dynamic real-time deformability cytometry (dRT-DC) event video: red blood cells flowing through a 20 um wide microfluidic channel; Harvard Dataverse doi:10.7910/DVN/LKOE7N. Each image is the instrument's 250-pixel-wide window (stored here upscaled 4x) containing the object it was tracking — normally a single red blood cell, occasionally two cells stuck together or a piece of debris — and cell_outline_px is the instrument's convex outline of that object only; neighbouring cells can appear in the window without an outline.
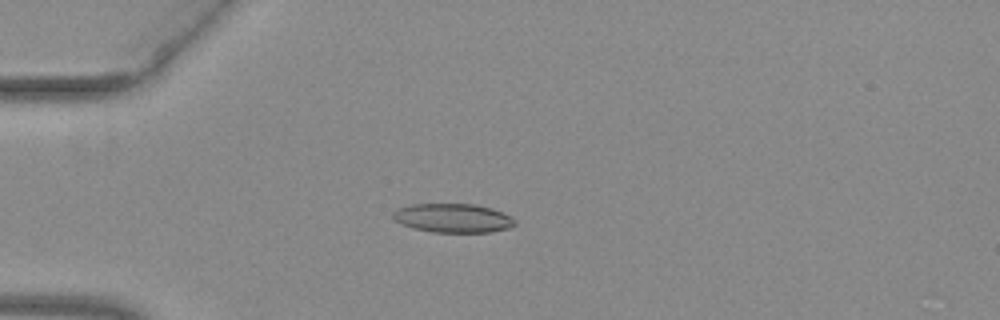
{"species": "common noctule bat (a hibernating species)", "species_latin": "Nyctalus noctula", "temperature_condition": "warm", "stored_images_in_passage": 53, "camera_frame_rate_fps": 3000, "um_per_image_px": 0.085, "animal": {"sex": "female", "body_mass_g": 29.2, "forearm_length_mm": 56.3}, "frame": {"image": 1, "passage_image": 15, "time_ms": 4.667, "image_size_px": [1000, 320], "cell_outline_px": [[516, 224], [508, 228], [488, 232], [432, 232], [412, 228], [396, 220], [392, 216], [392, 212], [396, 208], [412, 204], [476, 204], [492, 208], [516, 220]], "centroid_in_image_um": [38.47, 18.53], "position_along_channel_um": 46.5, "area_um2": 20.46}}
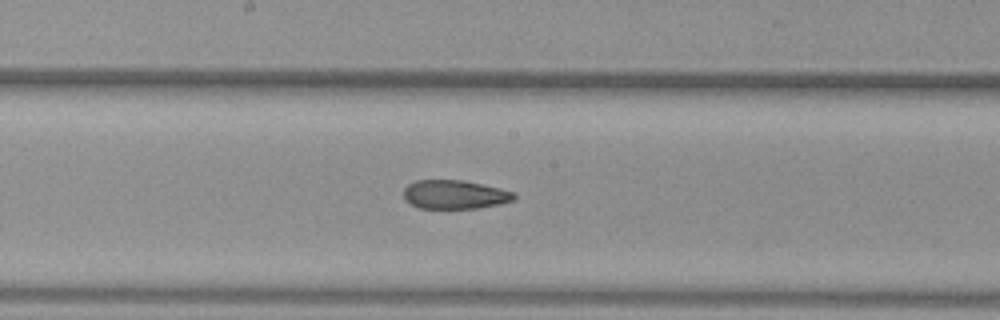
{"frame": {"image": 2, "passage_image": 29, "time_ms": 9.333, "image_size_px": [1000, 320], "cell_outline_px": [[516, 196], [512, 200], [500, 204], [480, 208], [420, 208], [404, 200], [404, 188], [408, 184], [416, 180], [464, 180], [500, 188], [516, 192]], "centroid_in_image_um": [38.66, 16.53], "position_along_channel_um": 209.5, "area_um2": 18.61}}
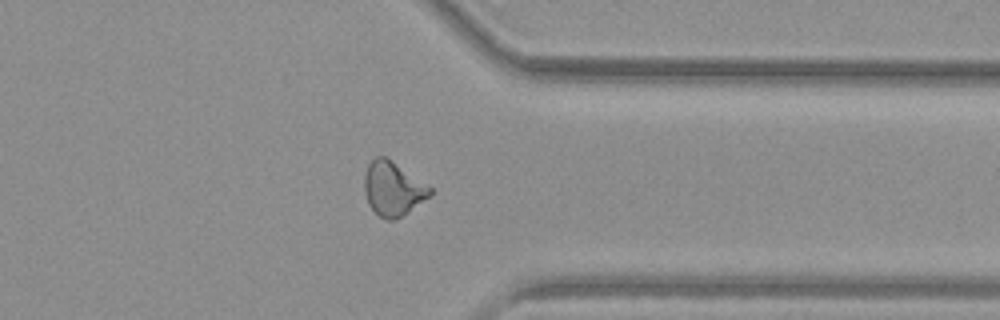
{"frame": {"image": 3, "passage_image": 42, "time_ms": 13.667, "image_size_px": [1000, 320], "cell_outline_px": [[432, 196], [396, 220], [388, 220], [380, 216], [368, 204], [364, 192], [364, 176], [368, 164], [376, 156], [384, 156], [432, 188]], "centroid_in_image_um": [33.39, 16.07], "position_along_channel_um": 378.0, "area_um2": 20.52}, "authors_computed_cell_mechanics": {"area_um2": 20.4034, "velocity_mm_per_s": 3.9797, "shape_relaxation_time_tau1_ms": null, "shape_relaxation_time_tau2_ms": 2.9393, "deformation_change_tau1": null, "deformation_change_tau2": 0.1033}}